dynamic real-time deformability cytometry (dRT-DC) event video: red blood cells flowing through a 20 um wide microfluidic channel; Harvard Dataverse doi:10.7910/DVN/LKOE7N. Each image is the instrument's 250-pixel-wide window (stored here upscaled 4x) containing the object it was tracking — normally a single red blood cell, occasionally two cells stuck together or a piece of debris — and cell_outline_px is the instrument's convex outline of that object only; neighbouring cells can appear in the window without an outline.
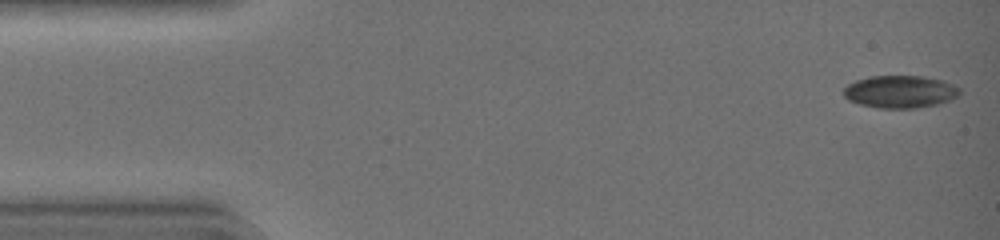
{"species": "common noctule bat (a hibernating species)", "species_latin": "Nyctalus noctula", "temperature_condition": "warm", "stored_images_in_passage": 43, "camera_frame_rate_fps": 3000, "um_per_image_px": 0.085, "animal": {"sex": "female", "body_mass_g": 19.0, "forearm_length_mm": 51.5}, "frame": {"image": 1, "passage_image": 1, "time_ms": 0.0, "image_size_px": [1000, 240], "cell_outline_px": [[960, 92], [952, 100], [936, 104], [912, 108], [880, 108], [860, 104], [848, 100], [844, 96], [844, 88], [848, 84], [856, 80], [868, 76], [924, 76], [944, 80], [960, 88]], "centroid_in_image_um": [76.51, 7.78], "position_along_channel_um": 8.5, "area_um2": 21.96}}
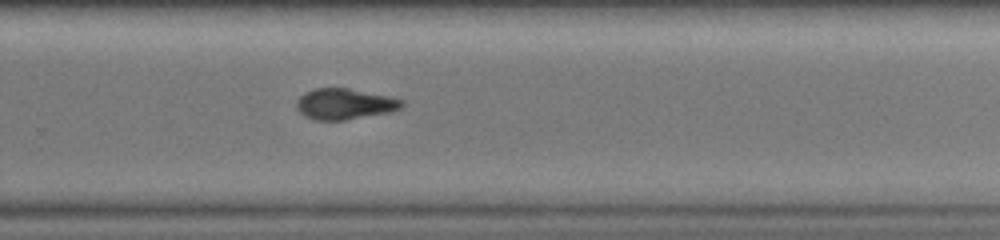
{"frame": {"image": 2, "passage_image": 29, "time_ms": 9.333, "image_size_px": [1000, 240], "cell_outline_px": [[404, 104], [400, 108], [388, 112], [344, 120], [316, 120], [304, 116], [296, 108], [296, 100], [304, 92], [312, 88], [348, 88], [392, 96], [404, 100]], "centroid_in_image_um": [29.27, 8.82], "position_along_channel_um": 300.5, "area_um2": 19.07}}
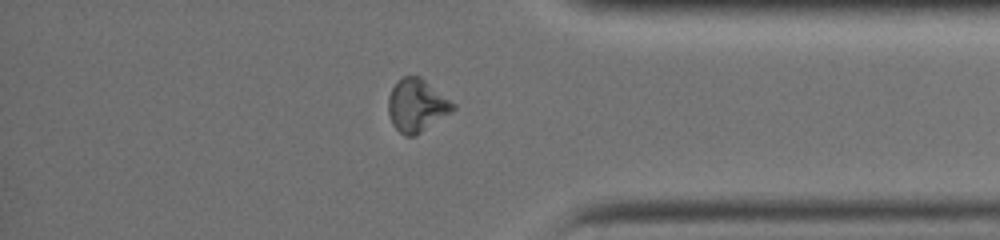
{"frame": {"image": 3, "passage_image": 36, "time_ms": 11.667, "image_size_px": [1000, 240], "cell_outline_px": [[456, 108], [416, 136], [404, 136], [392, 124], [388, 112], [388, 96], [392, 88], [404, 76], [420, 76], [456, 104]], "centroid_in_image_um": [35.42, 8.97], "position_along_channel_um": 399.8, "area_um2": 19.77}, "authors_computed_cell_mechanics": {"area_um2": 21.0392, "velocity_mm_per_s": 4.4672, "shape_relaxation_time_tau1_ms": 5.4986, "shape_relaxation_time_tau2_ms": 4.01, "deformation_change_tau1": 0.157, "deformation_change_tau2": 0.105}}